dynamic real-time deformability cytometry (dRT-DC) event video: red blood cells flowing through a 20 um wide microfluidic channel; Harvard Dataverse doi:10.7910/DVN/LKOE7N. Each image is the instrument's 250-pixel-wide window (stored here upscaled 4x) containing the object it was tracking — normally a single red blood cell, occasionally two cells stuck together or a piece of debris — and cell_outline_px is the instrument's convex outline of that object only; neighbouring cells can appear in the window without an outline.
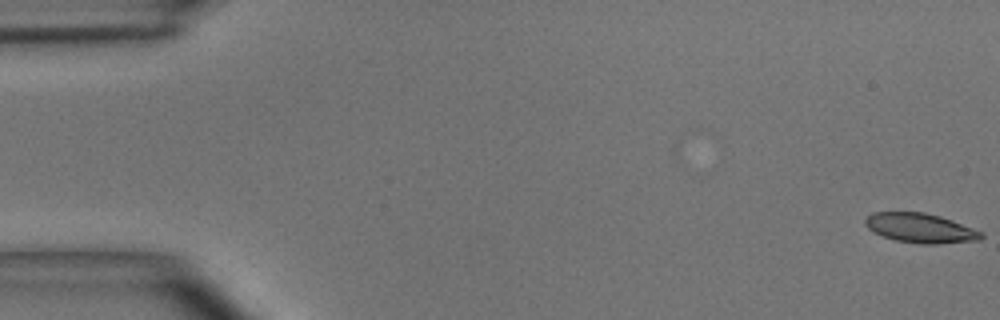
{"species": "common noctule bat (a hibernating species)", "species_latin": "Nyctalus noctula", "temperature_condition": "room temperature", "stored_images_in_passage": 27, "camera_frame_rate_fps": 3000, "um_per_image_px": 0.085, "animal": {"sex": "male", "body_mass_g": 15.6}, "frame": {"image": 1, "passage_image": 1, "time_ms": 0.0, "image_size_px": [1000, 320], "cell_outline_px": [[984, 236], [980, 240], [936, 244], [920, 244], [896, 240], [884, 236], [868, 228], [864, 224], [864, 220], [872, 212], [924, 212], [940, 216], [952, 220], [984, 232]], "centroid_in_image_um": [78.27, 19.38], "position_along_channel_um": 6.7, "area_um2": 19.94}}
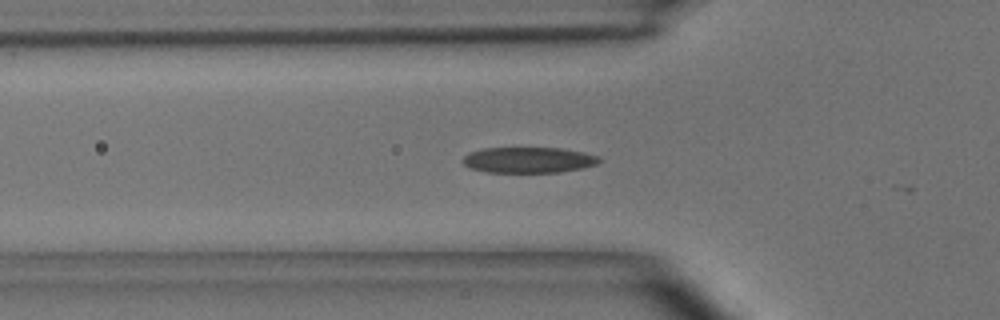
{"frame": {"image": 2, "passage_image": 17, "time_ms": 5.333, "image_size_px": [1000, 320], "cell_outline_px": [[604, 160], [596, 164], [584, 168], [560, 172], [484, 172], [468, 168], [460, 160], [468, 152], [484, 148], [560, 148], [584, 152], [600, 156]], "centroid_in_image_um": [44.92, 13.6], "position_along_channel_um": 80.9, "area_um2": 20.81}}
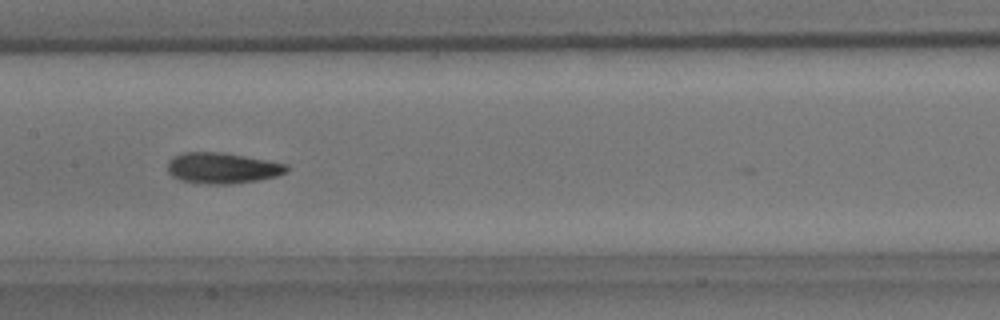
{"frame": {"image": 3, "passage_image": 25, "time_ms": 8.0, "image_size_px": [1000, 320], "cell_outline_px": [[288, 172], [276, 176], [256, 180], [232, 184], [212, 184], [180, 180], [172, 176], [168, 172], [168, 160], [184, 152], [220, 152], [268, 160], [288, 164]], "centroid_in_image_um": [18.91, 14.28], "position_along_channel_um": 188.5, "area_um2": 21.27}}